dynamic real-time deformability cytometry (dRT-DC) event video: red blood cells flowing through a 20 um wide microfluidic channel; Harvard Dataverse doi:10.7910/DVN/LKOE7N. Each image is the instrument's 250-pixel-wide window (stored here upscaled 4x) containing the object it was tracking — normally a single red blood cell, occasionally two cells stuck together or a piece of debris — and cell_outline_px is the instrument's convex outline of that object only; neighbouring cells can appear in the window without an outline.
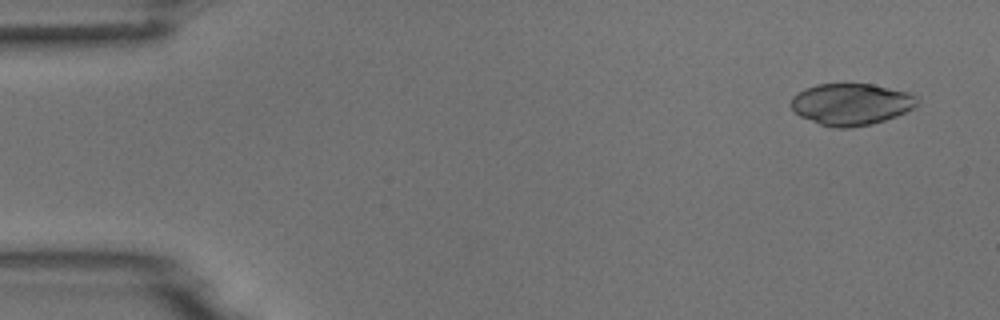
{"species": "common noctule bat (a hibernating species)", "species_latin": "Nyctalus noctula", "temperature_condition": "room temperature", "stored_images_in_passage": 4, "camera_frame_rate_fps": 3000, "um_per_image_px": 0.085, "animal": {"sex": "male", "body_mass_g": 18.8}, "frame": {"image": 1, "passage_image": 1, "time_ms": 0.0, "image_size_px": [1000, 320], "cell_outline_px": [[916, 104], [912, 108], [896, 116], [872, 124], [848, 128], [836, 128], [820, 124], [800, 116], [792, 108], [792, 96], [804, 88], [816, 84], [872, 84], [908, 92], [916, 96]], "centroid_in_image_um": [72.32, 8.85], "position_along_channel_um": 12.7, "area_um2": 30.4}}
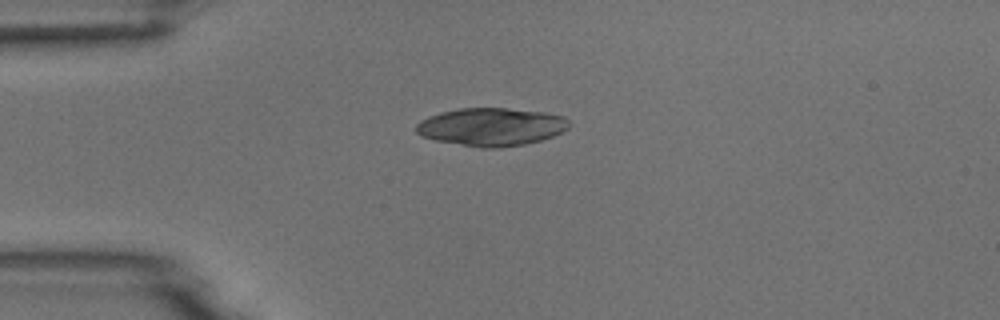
{"frame": {"image": 2, "passage_image": 4, "time_ms": 3.333, "image_size_px": [1000, 320], "cell_outline_px": [[568, 128], [552, 136], [540, 140], [524, 144], [500, 148], [480, 148], [436, 140], [424, 136], [416, 132], [416, 124], [420, 120], [428, 116], [440, 112], [456, 108], [504, 108], [544, 112], [564, 116], [568, 120]], "centroid_in_image_um": [41.74, 10.77], "position_along_channel_um": 43.3, "area_um2": 33.76}}